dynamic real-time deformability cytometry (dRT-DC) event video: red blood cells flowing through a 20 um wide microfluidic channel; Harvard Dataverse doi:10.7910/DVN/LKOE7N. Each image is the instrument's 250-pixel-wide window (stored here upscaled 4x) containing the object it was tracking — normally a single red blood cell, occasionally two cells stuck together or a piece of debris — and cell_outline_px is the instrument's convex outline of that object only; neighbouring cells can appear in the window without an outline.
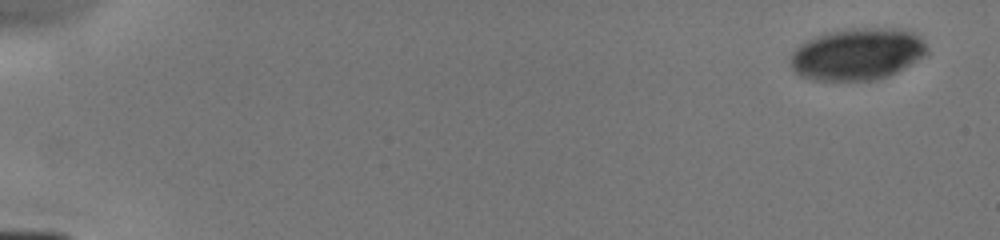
{"species": "human", "species_latin": "Homo sapiens", "temperature_condition": "cold", "stored_images_in_passage": 7, "camera_frame_rate_fps": 3000, "um_per_image_px": 0.085, "donor": {"sex": "male"}, "frame": {"image": 1, "passage_image": 1, "time_ms": 0.0, "image_size_px": [1000, 240], "cell_outline_px": [[928, 52], [904, 68], [888, 76], [872, 80], [816, 80], [800, 76], [792, 68], [792, 52], [800, 44], [824, 32], [848, 28], [900, 28], [912, 32], [920, 36], [928, 48]], "centroid_in_image_um": [72.88, 4.58], "position_along_channel_um": 12.1, "area_um2": 41.21}}
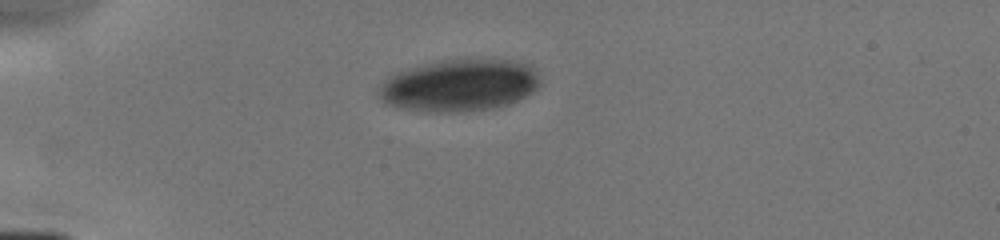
{"frame": {"image": 2, "passage_image": 5, "time_ms": 4.0, "image_size_px": [1000, 240], "cell_outline_px": [[540, 84], [532, 92], [508, 104], [496, 108], [456, 112], [428, 112], [396, 108], [384, 104], [380, 96], [380, 88], [384, 80], [396, 72], [444, 60], [492, 56], [520, 60], [528, 64], [532, 68], [540, 80]], "centroid_in_image_um": [39.09, 7.23], "position_along_channel_um": 45.9, "area_um2": 49.71}}